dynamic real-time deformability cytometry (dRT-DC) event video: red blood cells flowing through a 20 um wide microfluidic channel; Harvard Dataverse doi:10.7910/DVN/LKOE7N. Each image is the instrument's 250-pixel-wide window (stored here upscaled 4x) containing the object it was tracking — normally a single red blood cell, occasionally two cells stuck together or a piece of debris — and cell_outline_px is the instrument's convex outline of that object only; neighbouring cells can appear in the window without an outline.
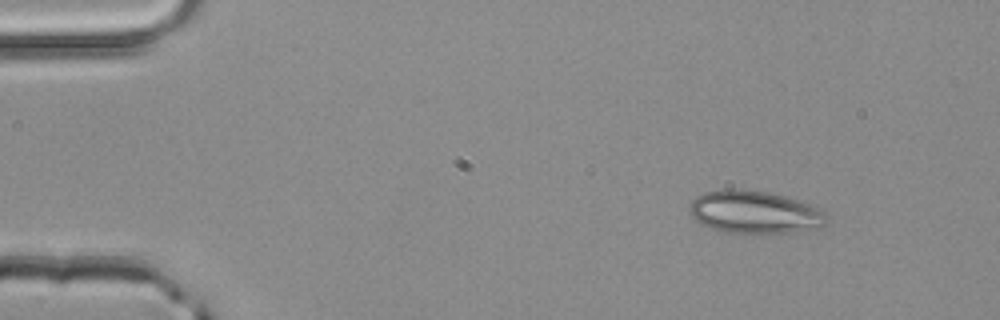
{"species": "common noctule bat (a hibernating species)", "species_latin": "Nyctalus noctula", "temperature_condition": "room temperature", "stored_images_in_passage": 2, "camera_frame_rate_fps": 3000, "um_per_image_px": 0.085, "animal": {"sex": "male", "body_mass_g": 20.4}, "frame": {"image": 1, "passage_image": 1, "time_ms": 0.0, "image_size_px": [1000, 320], "cell_outline_px": [[824, 228], [792, 232], [724, 232], [712, 228], [696, 220], [688, 212], [688, 208], [692, 200], [696, 196], [704, 192], [724, 188], [740, 188], [768, 192], [800, 200], [812, 204], [820, 208], [824, 212]], "centroid_in_image_um": [64.13, 18.0], "position_along_channel_um": 20.9, "area_um2": 34.22}}